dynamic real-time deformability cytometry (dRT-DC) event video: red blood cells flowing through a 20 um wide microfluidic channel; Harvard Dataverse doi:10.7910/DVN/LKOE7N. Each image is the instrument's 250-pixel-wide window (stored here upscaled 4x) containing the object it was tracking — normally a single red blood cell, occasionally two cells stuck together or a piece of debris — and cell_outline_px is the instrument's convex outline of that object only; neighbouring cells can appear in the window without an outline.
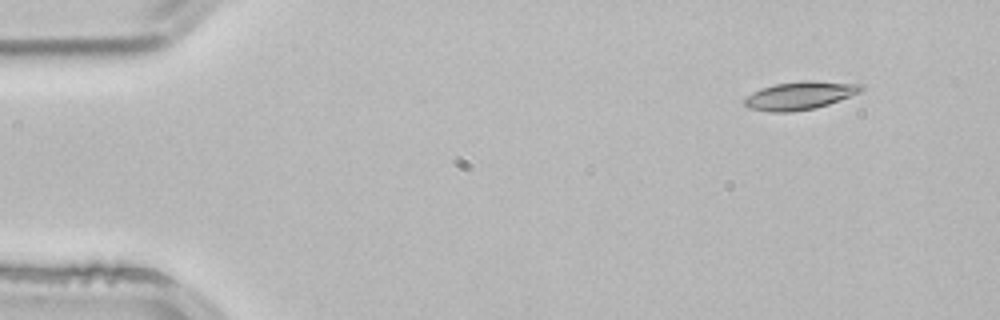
{"species": "common noctule bat (a hibernating species)", "species_latin": "Nyctalus noctula", "temperature_condition": "room temperature", "stored_images_in_passage": 2, "camera_frame_rate_fps": 3000, "um_per_image_px": 0.085, "animal": {"sex": "male", "body_mass_g": 21.5, "forearm_length_mm": 52.0}, "frame": {"image": 1, "passage_image": 1, "time_ms": 0.0, "image_size_px": [1000, 320], "cell_outline_px": [[864, 88], [860, 92], [828, 104], [816, 108], [792, 112], [768, 112], [748, 108], [744, 104], [744, 100], [752, 92], [760, 88], [776, 84], [804, 80], [812, 80], [864, 84]], "centroid_in_image_um": [67.99, 8.12], "position_along_channel_um": 17.0, "area_um2": 19.19}}